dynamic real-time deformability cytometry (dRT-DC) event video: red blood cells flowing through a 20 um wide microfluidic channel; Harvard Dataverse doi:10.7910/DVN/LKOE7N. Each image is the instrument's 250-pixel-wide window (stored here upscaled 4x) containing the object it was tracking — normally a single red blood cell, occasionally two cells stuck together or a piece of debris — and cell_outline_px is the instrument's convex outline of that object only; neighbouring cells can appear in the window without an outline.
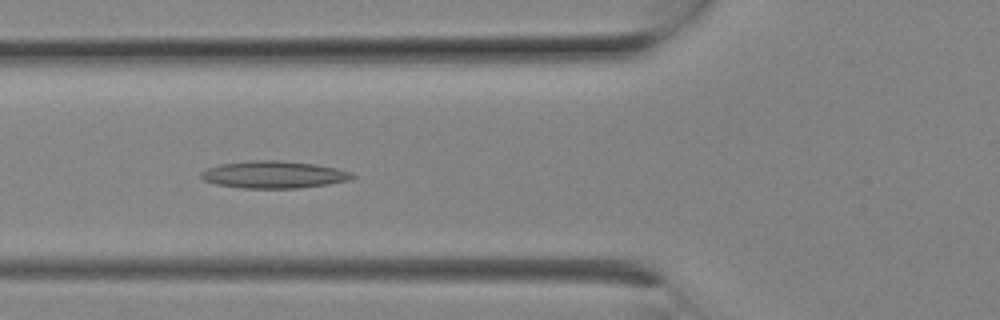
{"species": "Egyptian fruit bat (a non-hibernating species)", "species_latin": "Rousettus aegyptiacus", "temperature_condition": "room temperature", "stored_images_in_passage": 6, "camera_frame_rate_fps": 3000, "um_per_image_px": 0.085, "animal": {"sex": "female"}, "frame": {"image": 1, "passage_image": 5, "time_ms": 1.333, "image_size_px": [1000, 320], "cell_outline_px": [[356, 176], [348, 180], [328, 184], [300, 188], [244, 188], [216, 184], [204, 180], [200, 176], [200, 172], [208, 168], [220, 164], [248, 160], [280, 160], [316, 164], [336, 168], [352, 172]], "centroid_in_image_um": [23.27, 14.83], "position_along_channel_um": 102.5, "area_um2": 24.04}}
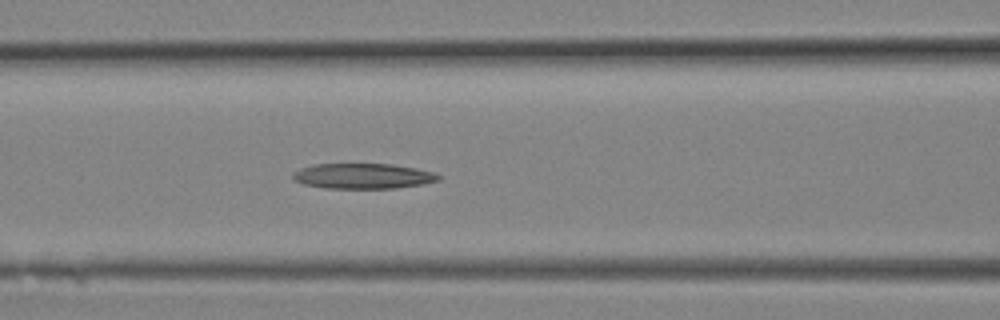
{"frame": {"image": 2, "passage_image": 6, "time_ms": 1.667, "image_size_px": [1000, 320], "cell_outline_px": [[440, 180], [424, 184], [396, 188], [324, 188], [304, 184], [296, 180], [292, 176], [292, 172], [300, 168], [312, 164], [392, 164], [416, 168], [436, 172], [440, 176]], "centroid_in_image_um": [30.88, 14.96], "position_along_channel_um": 135.7, "area_um2": 21.62}}